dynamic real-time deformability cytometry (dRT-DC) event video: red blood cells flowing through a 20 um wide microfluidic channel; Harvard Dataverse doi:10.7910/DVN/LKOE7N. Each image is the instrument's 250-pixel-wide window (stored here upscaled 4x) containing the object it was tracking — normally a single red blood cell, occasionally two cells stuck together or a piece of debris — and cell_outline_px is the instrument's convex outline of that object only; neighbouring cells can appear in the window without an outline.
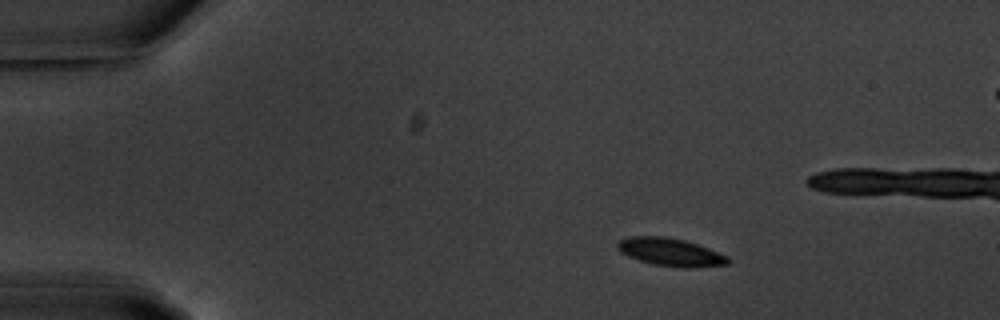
{"species": "common noctule bat (a hibernating species)", "species_latin": "Nyctalus noctula", "temperature_condition": "warm", "stored_images_in_passage": 5, "camera_frame_rate_fps": 3000, "um_per_image_px": 0.085, "animal": {"sex": "male", "body_mass_g": 20.1, "forearm_length_mm": 53.5}, "frame": {"image": 1, "passage_image": 3, "time_ms": 2.333, "image_size_px": [1000, 320], "cell_outline_px": [[732, 260], [728, 264], [688, 268], [684, 268], [652, 264], [628, 256], [620, 252], [616, 248], [616, 244], [620, 240], [628, 236], [664, 236], [684, 240], [708, 248], [728, 256]], "centroid_in_image_um": [56.98, 21.43], "position_along_channel_um": 28.0, "area_um2": 17.98}}